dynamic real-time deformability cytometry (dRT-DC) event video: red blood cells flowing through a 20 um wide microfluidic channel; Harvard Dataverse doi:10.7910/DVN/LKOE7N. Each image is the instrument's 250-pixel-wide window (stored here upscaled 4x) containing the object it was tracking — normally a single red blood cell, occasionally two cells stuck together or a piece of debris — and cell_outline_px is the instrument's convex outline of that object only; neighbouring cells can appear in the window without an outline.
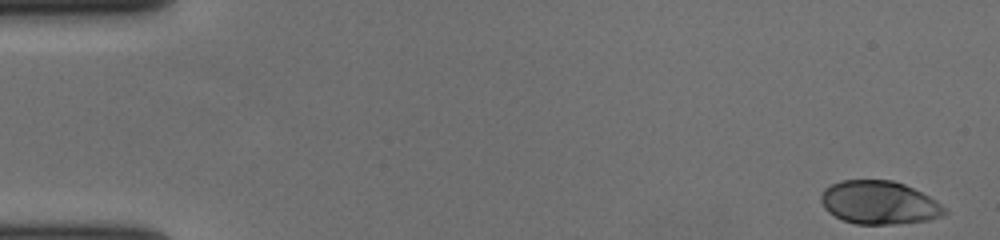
{"species": "human", "species_latin": "Homo sapiens", "temperature_condition": "cold", "stored_images_in_passage": 57, "camera_frame_rate_fps": 3000, "um_per_image_px": 0.085, "donor": {"sex": "female"}, "frame": {"image": 1, "passage_image": 1, "time_ms": 0.0, "image_size_px": [1000, 240], "cell_outline_px": [[948, 212], [944, 216], [928, 220], [896, 224], [856, 224], [844, 220], [828, 212], [824, 208], [820, 200], [820, 196], [824, 188], [840, 180], [892, 180], [904, 184], [928, 196], [948, 208]], "centroid_in_image_um": [74.74, 17.22], "position_along_channel_um": 10.3, "area_um2": 31.27}}
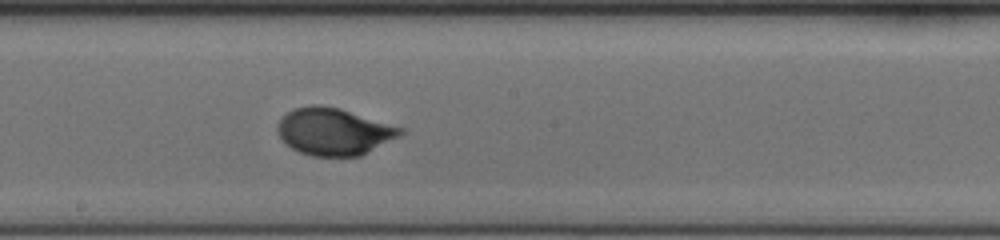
{"frame": {"image": 2, "passage_image": 31, "time_ms": 10.0, "image_size_px": [1000, 240], "cell_outline_px": [[404, 132], [400, 136], [360, 156], [312, 156], [300, 152], [284, 144], [276, 132], [276, 128], [280, 120], [292, 108], [312, 104], [320, 104], [340, 108], [404, 128]], "centroid_in_image_um": [28.35, 11.17], "position_along_channel_um": 219.8, "area_um2": 33.93}}
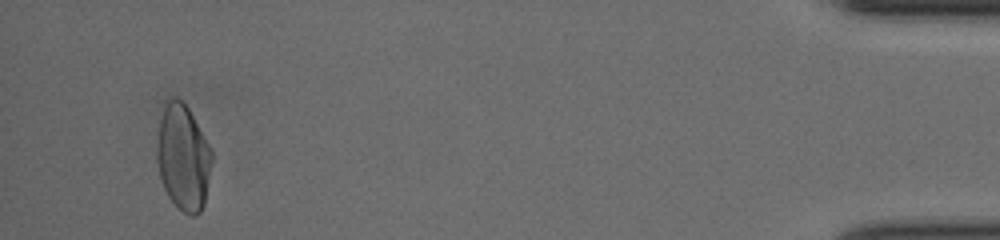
{"frame": {"image": 3, "passage_image": 54, "time_ms": 17.667, "image_size_px": [1000, 240], "cell_outline_px": [[212, 160], [204, 204], [200, 212], [196, 216], [188, 216], [168, 196], [164, 188], [160, 176], [156, 160], [156, 144], [160, 120], [164, 104], [172, 96], [176, 96], [188, 108], [208, 144], [212, 152]], "centroid_in_image_um": [15.55, 13.38], "position_along_channel_um": 419.7, "area_um2": 33.7}, "authors_computed_cell_mechanics": {"area_um2": 32.5992, "velocity_mm_per_s": 3.6042, "shape_relaxation_time_tau1_ms": 3.9199, "shape_relaxation_time_tau2_ms": null, "deformation_change_tau1": 0.1636, "deformation_change_tau2": null}}